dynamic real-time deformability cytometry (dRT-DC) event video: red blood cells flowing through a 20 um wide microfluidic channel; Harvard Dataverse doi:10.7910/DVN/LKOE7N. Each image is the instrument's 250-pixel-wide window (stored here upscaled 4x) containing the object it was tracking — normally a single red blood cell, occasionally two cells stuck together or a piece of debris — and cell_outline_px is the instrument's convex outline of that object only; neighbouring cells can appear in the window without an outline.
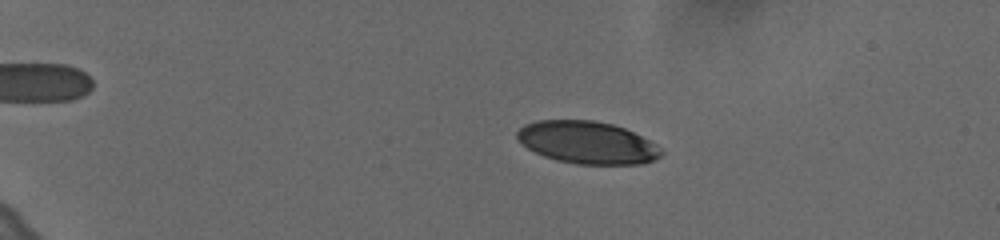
{"species": "human", "species_latin": "Homo sapiens", "temperature_condition": "cold", "stored_images_in_passage": 19, "camera_frame_rate_fps": 3000, "um_per_image_px": 0.085, "donor": {"sex": "female"}, "frame": {"image": 1, "passage_image": 9, "time_ms": 2.667, "image_size_px": [1000, 240], "cell_outline_px": [[664, 152], [656, 160], [644, 164], [576, 164], [556, 160], [544, 156], [528, 148], [516, 136], [516, 132], [524, 124], [536, 120], [596, 120], [612, 124], [624, 128], [656, 144]], "centroid_in_image_um": [49.93, 12.11], "position_along_channel_um": 35.1, "area_um2": 35.6}}
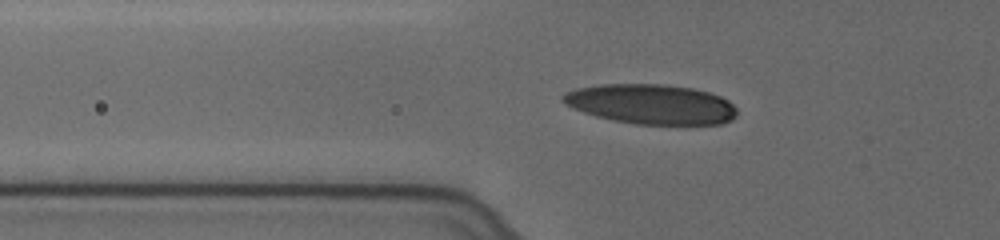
{"frame": {"image": 2, "passage_image": 15, "time_ms": 4.667, "image_size_px": [1000, 240], "cell_outline_px": [[736, 116], [732, 120], [720, 124], [636, 124], [596, 116], [584, 112], [564, 104], [560, 100], [560, 96], [564, 92], [576, 88], [600, 84], [664, 84], [692, 88], [708, 92], [720, 96], [728, 100], [736, 108]], "centroid_in_image_um": [55.32, 8.84], "position_along_channel_um": 70.5, "area_um2": 40.46}}
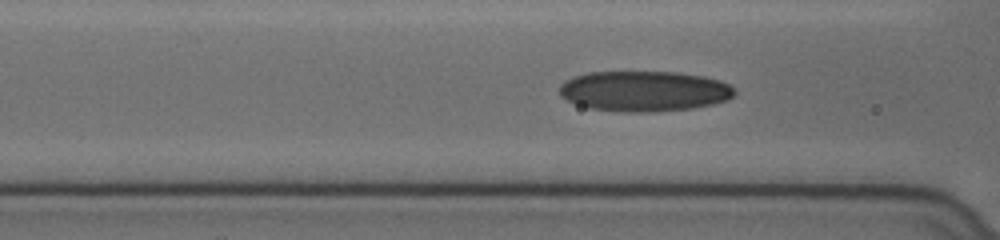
{"frame": {"image": 3, "passage_image": 18, "time_ms": 5.667, "image_size_px": [1000, 240], "cell_outline_px": [[736, 92], [728, 100], [712, 104], [692, 108], [656, 112], [624, 112], [588, 108], [576, 104], [560, 96], [560, 84], [564, 80], [572, 76], [588, 72], [676, 72], [700, 76], [720, 80], [728, 84]], "centroid_in_image_um": [54.72, 7.75], "position_along_channel_um": 111.9, "area_um2": 41.38}}